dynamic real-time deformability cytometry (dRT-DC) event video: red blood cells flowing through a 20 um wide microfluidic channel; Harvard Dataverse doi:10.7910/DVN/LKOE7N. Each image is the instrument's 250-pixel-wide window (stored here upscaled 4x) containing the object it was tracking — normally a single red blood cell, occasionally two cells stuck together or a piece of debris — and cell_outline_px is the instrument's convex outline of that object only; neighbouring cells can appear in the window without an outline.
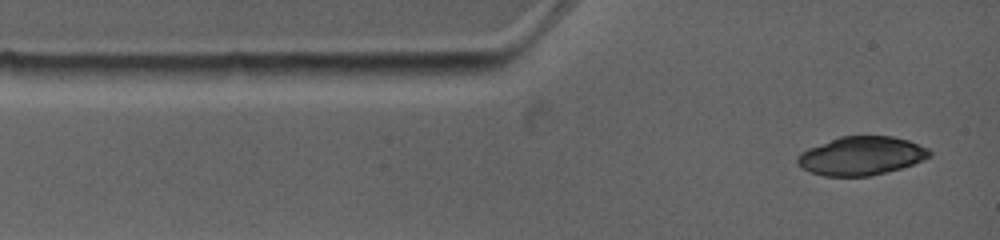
{"species": "common noctule bat (a hibernating species)", "species_latin": "Nyctalus noctula", "temperature_condition": "warm", "stored_images_in_passage": 2, "camera_frame_rate_fps": 4500, "um_per_image_px": 0.085, "animal": {"sex": "female", "body_mass_g": 19.0, "forearm_length_mm": 53.3}, "frame": {"image": 1, "passage_image": 2, "time_ms": 0.889, "image_size_px": [1000, 240], "cell_outline_px": [[932, 156], [924, 160], [900, 168], [868, 176], [824, 176], [812, 172], [804, 168], [796, 160], [796, 156], [800, 152], [808, 148], [840, 136], [892, 136], [908, 140], [928, 148], [932, 152]], "centroid_in_image_um": [73.23, 13.23], "position_along_channel_um": 11.8, "area_um2": 29.54}}